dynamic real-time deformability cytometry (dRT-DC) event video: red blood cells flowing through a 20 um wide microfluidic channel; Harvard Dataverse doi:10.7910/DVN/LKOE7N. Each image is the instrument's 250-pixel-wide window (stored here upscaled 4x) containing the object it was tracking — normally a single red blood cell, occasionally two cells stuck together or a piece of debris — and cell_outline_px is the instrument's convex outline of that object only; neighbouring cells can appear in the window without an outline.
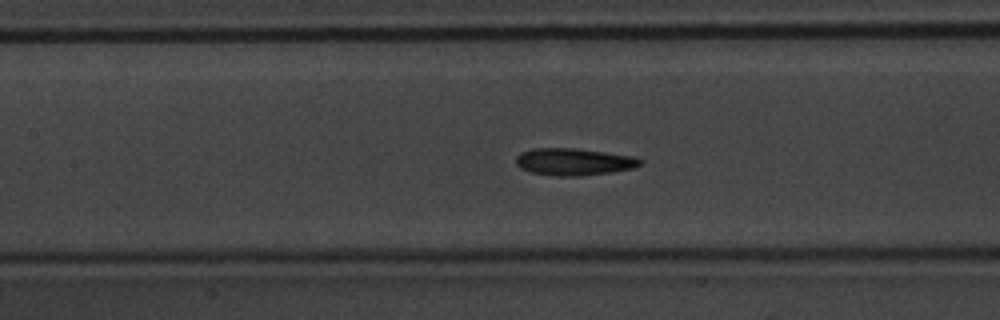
{"species": "common noctule bat (a hibernating species)", "species_latin": "Nyctalus noctula", "temperature_condition": "warm", "stored_images_in_passage": 29, "camera_frame_rate_fps": 3000, "um_per_image_px": 0.085, "animal": {"sex": "male", "body_mass_g": 20.1, "forearm_length_mm": 53.5}, "frame": {"image": 1, "passage_image": 13, "time_ms": 4.0, "image_size_px": [1000, 320], "cell_outline_px": [[644, 160], [640, 164], [632, 168], [612, 172], [580, 176], [552, 176], [532, 172], [520, 168], [516, 164], [516, 156], [520, 152], [532, 148], [576, 148], [632, 156]], "centroid_in_image_um": [48.74, 13.75], "position_along_channel_um": 158.7, "area_um2": 19.65}}